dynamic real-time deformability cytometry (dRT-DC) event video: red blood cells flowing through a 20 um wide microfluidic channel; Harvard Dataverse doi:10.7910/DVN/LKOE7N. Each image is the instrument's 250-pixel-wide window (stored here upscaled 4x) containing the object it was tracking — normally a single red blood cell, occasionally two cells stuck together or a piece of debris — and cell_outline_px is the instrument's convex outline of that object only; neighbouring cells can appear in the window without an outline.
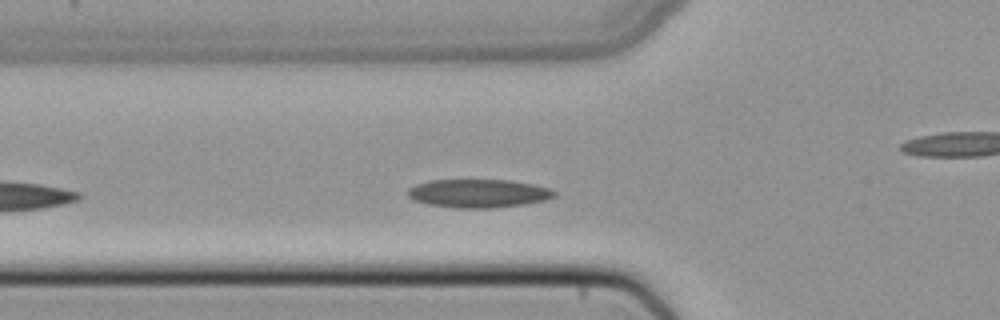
{"species": "common noctule bat (a hibernating species)", "species_latin": "Nyctalus noctula", "temperature_condition": "cold", "stored_images_in_passage": 36, "camera_frame_rate_fps": 3000, "um_per_image_px": 0.085, "animal": {"sex": "female", "body_mass_g": 22.7, "forearm_length_mm": 54.2}, "frame": {"image": 1, "passage_image": 6, "time_ms": 1.667, "image_size_px": [1000, 320], "cell_outline_px": [[556, 196], [544, 200], [524, 204], [492, 208], [452, 208], [428, 204], [416, 200], [408, 196], [408, 188], [416, 184], [428, 180], [508, 180], [532, 184], [552, 188], [556, 192]], "centroid_in_image_um": [40.67, 16.43], "position_along_channel_um": 85.1, "area_um2": 24.28}}
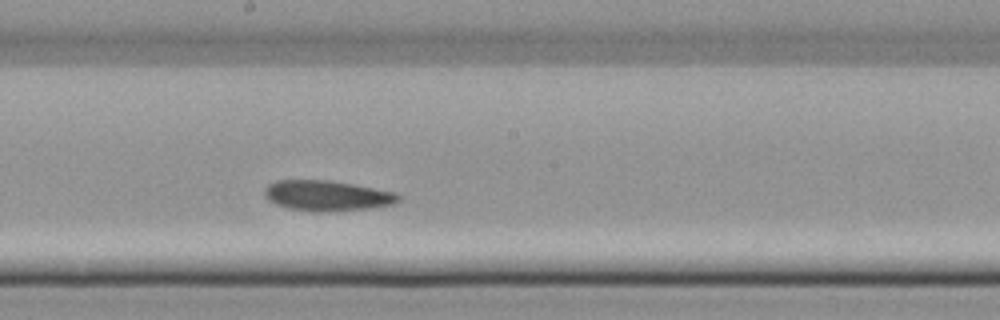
{"frame": {"image": 2, "passage_image": 16, "time_ms": 5.0, "image_size_px": [1000, 320], "cell_outline_px": [[400, 200], [392, 204], [368, 208], [324, 212], [316, 212], [288, 208], [276, 204], [268, 200], [264, 196], [264, 188], [268, 184], [276, 180], [328, 180], [352, 184], [396, 192], [400, 196]], "centroid_in_image_um": [27.76, 16.63], "position_along_channel_um": 220.4, "area_um2": 23.7}}
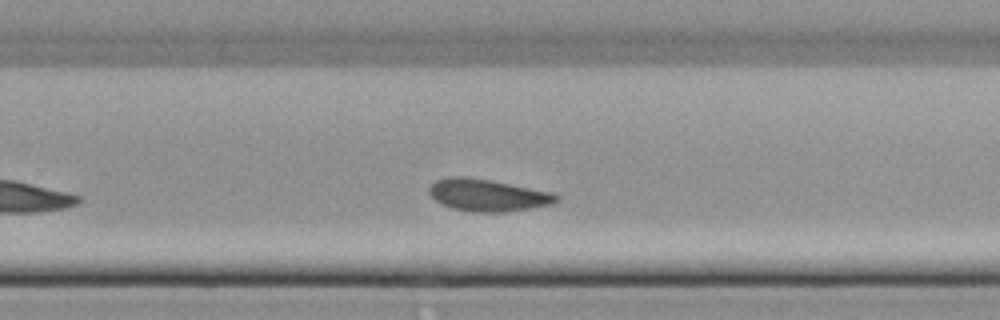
{"frame": {"image": 3, "passage_image": 21, "time_ms": 6.667, "image_size_px": [1000, 320], "cell_outline_px": [[560, 200], [552, 204], [504, 212], [472, 212], [452, 208], [436, 200], [428, 192], [428, 188], [436, 180], [448, 176], [460, 176], [488, 180], [552, 192], [560, 196]], "centroid_in_image_um": [41.45, 16.59], "position_along_channel_um": 288.3, "area_um2": 23.52}}